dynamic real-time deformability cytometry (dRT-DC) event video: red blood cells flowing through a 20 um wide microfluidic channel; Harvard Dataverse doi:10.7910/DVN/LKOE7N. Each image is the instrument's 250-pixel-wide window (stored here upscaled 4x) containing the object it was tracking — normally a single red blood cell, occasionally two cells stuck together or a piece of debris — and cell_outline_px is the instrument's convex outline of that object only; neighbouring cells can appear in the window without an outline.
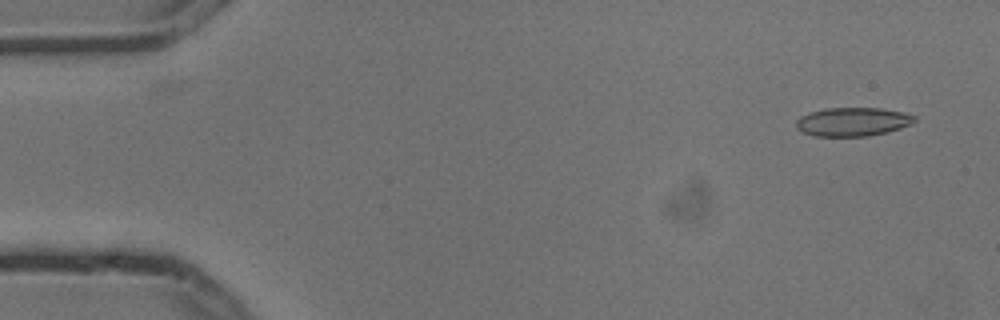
{"species": "common noctule bat (a hibernating species)", "species_latin": "Nyctalus noctula", "temperature_condition": "cold", "stored_images_in_passage": 2, "camera_frame_rate_fps": 3000, "um_per_image_px": 0.085, "animal": {"sex": "male", "body_mass_g": 13.3}, "frame": {"image": 1, "passage_image": 2, "time_ms": 0.333, "image_size_px": [1000, 320], "cell_outline_px": [[916, 120], [912, 124], [900, 128], [868, 136], [812, 136], [796, 128], [796, 120], [800, 116], [812, 112], [828, 108], [880, 108], [904, 112], [916, 116]], "centroid_in_image_um": [72.49, 10.35], "position_along_channel_um": 12.5, "area_um2": 19.71}}